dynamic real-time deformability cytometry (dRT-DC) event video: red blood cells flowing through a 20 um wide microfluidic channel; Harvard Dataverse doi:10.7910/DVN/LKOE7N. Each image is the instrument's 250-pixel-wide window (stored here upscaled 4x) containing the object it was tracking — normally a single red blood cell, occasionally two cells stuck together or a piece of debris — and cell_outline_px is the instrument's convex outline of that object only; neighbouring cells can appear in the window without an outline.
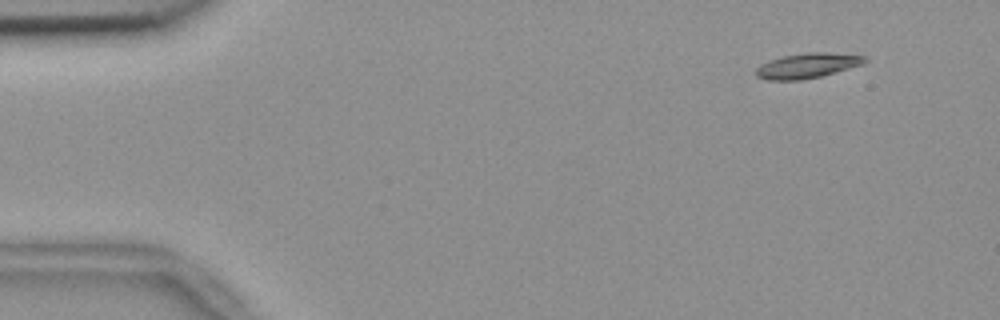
{"species": "common noctule bat (a hibernating species)", "species_latin": "Nyctalus noctula", "temperature_condition": "room temperature", "stored_images_in_passage": 55, "camera_frame_rate_fps": 3000, "um_per_image_px": 0.085, "animal": {"sex": "female", "body_mass_g": 18.4}, "frame": {"image": 1, "passage_image": 5, "time_ms": 1.333, "image_size_px": [1000, 320], "cell_outline_px": [[868, 60], [864, 64], [820, 76], [800, 80], [768, 80], [756, 76], [756, 68], [760, 64], [784, 56], [808, 52], [828, 52], [864, 56]], "centroid_in_image_um": [68.63, 5.58], "position_along_channel_um": 16.4, "area_um2": 15.66}}
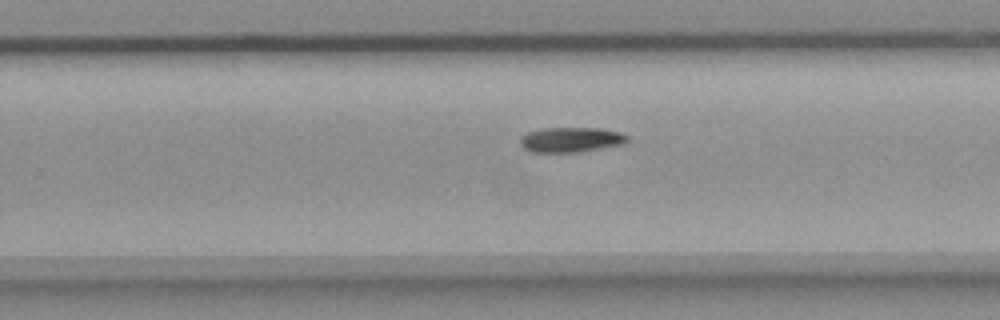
{"frame": {"image": 2, "passage_image": 35, "time_ms": 11.333, "image_size_px": [1000, 320], "cell_outline_px": [[628, 140], [624, 144], [580, 152], [532, 152], [524, 148], [520, 144], [520, 136], [528, 132], [544, 128], [600, 128], [620, 132], [628, 136]], "centroid_in_image_um": [48.53, 11.87], "position_along_channel_um": 281.3, "area_um2": 15.66}}
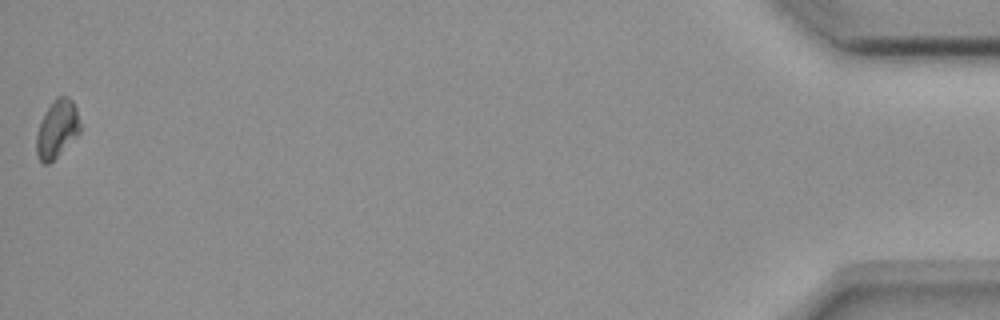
{"frame": {"image": 3, "passage_image": 55, "time_ms": 18.0, "image_size_px": [1000, 320], "cell_outline_px": [[80, 132], [48, 164], [44, 164], [40, 160], [36, 152], [36, 136], [40, 124], [48, 108], [56, 96], [68, 96], [72, 100], [76, 108], [80, 124]], "centroid_in_image_um": [4.85, 10.94], "position_along_channel_um": 430.3, "area_um2": 14.28}}